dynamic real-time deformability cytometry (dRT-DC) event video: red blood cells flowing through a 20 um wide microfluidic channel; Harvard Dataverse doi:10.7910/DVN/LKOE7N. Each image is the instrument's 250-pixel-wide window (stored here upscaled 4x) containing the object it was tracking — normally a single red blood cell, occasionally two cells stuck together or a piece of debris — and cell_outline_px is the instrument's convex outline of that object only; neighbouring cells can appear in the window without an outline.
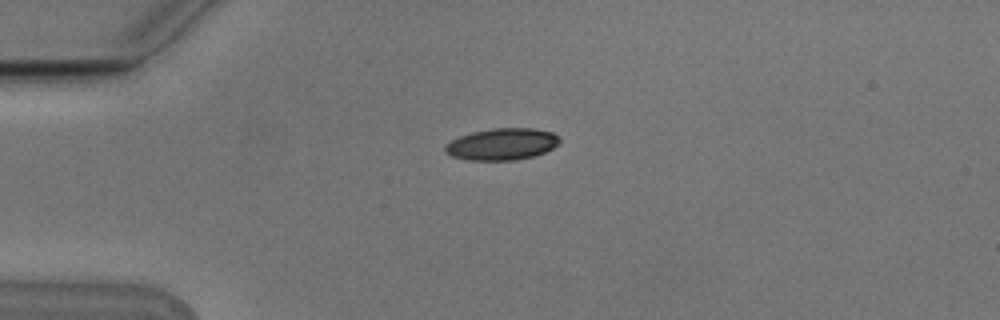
{"species": "Egyptian fruit bat (a non-hibernating species)", "species_latin": "Rousettus aegyptiacus", "temperature_condition": "cold", "stored_images_in_passage": 2, "camera_frame_rate_fps": 3000, "um_per_image_px": 0.085, "animal": {"sex": "male"}, "frame": {"image": 1, "passage_image": 1, "time_ms": 0.0, "image_size_px": [1000, 320], "cell_outline_px": [[560, 140], [552, 148], [544, 152], [532, 156], [516, 160], [468, 160], [452, 156], [444, 152], [444, 144], [460, 136], [472, 132], [492, 128], [532, 128], [552, 132]], "centroid_in_image_um": [42.61, 12.25], "position_along_channel_um": 42.4, "area_um2": 21.04}}